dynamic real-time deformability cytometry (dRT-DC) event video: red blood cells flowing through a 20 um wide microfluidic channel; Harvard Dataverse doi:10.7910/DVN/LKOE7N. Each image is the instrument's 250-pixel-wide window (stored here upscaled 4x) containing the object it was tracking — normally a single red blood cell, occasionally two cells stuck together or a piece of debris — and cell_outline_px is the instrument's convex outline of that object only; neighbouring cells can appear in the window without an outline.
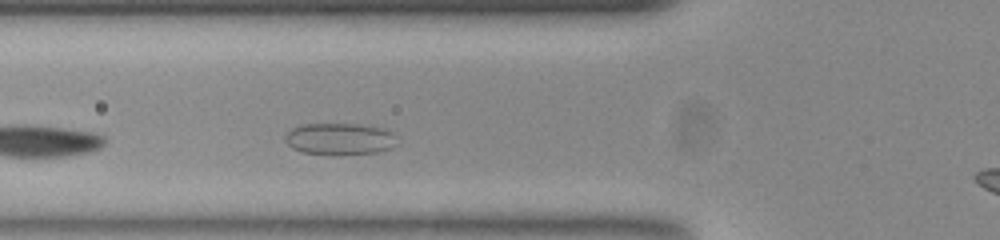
{"species": "common noctule bat (a hibernating species)", "species_latin": "Nyctalus noctula", "temperature_condition": "room temperature", "stored_images_in_passage": 31, "camera_frame_rate_fps": 3000, "um_per_image_px": 0.085, "animal": {"sex": "female", "body_mass_g": 23.0, "forearm_length_mm": 53.4}, "frame": {"image": 1, "passage_image": 6, "time_ms": 1.667, "image_size_px": [1000, 240], "cell_outline_px": [[396, 136], [392, 148], [376, 152], [336, 156], [332, 156], [300, 152], [292, 148], [284, 140], [284, 136], [292, 128], [304, 124], [360, 124], [384, 128], [392, 132]], "centroid_in_image_um": [28.84, 11.83], "position_along_channel_um": 97.0, "area_um2": 21.1}}
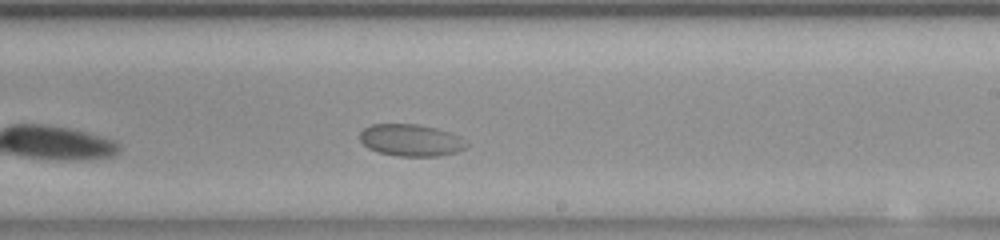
{"frame": {"image": 2, "passage_image": 19, "time_ms": 6.0, "image_size_px": [1000, 240], "cell_outline_px": [[468, 144], [464, 148], [456, 152], [436, 156], [400, 156], [380, 152], [368, 148], [360, 140], [360, 132], [364, 128], [372, 124], [416, 124], [436, 128], [460, 136]], "centroid_in_image_um": [34.91, 11.91], "position_along_channel_um": 254.1, "area_um2": 19.65}}
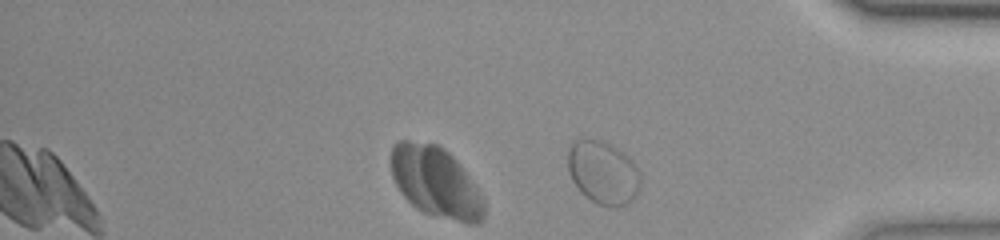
{"frame": {"image": 3, "passage_image": 31, "time_ms": 10.0, "image_size_px": [1000, 240], "cell_outline_px": [[640, 184], [636, 196], [632, 200], [616, 208], [612, 208], [596, 204], [580, 192], [572, 180], [568, 172], [568, 152], [572, 144], [576, 140], [600, 140], [608, 144], [620, 152], [636, 168], [640, 176]], "centroid_in_image_um": [51.22, 14.73], "position_along_channel_um": 384.0, "area_um2": 26.18}}